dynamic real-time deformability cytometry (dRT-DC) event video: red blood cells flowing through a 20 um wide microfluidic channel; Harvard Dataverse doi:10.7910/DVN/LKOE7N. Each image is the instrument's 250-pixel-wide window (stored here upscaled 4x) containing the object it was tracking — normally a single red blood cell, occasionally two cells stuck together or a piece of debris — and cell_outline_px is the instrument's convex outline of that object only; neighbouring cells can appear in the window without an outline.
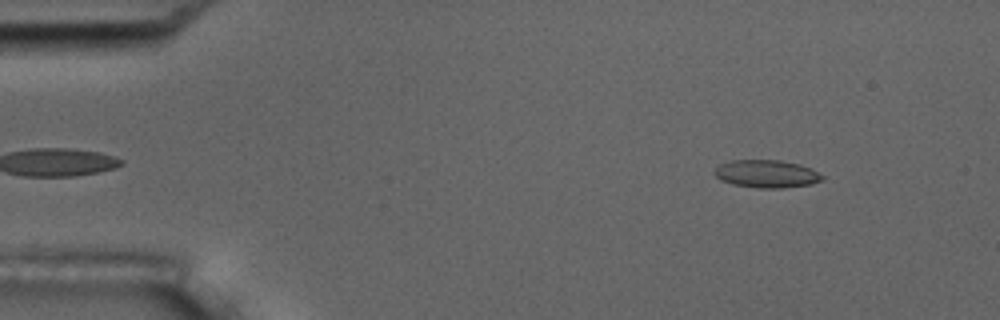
{"species": "common noctule bat (a hibernating species)", "species_latin": "Nyctalus noctula", "temperature_condition": "room temperature", "stored_images_in_passage": 5, "camera_frame_rate_fps": 3000, "um_per_image_px": 0.085, "animal": {"sex": "male", "body_mass_g": 17.5, "forearm_length_mm": 52.3}, "frame": {"image": 1, "passage_image": 5, "time_ms": 5.333, "image_size_px": [1000, 320], "cell_outline_px": [[824, 180], [812, 184], [780, 188], [760, 188], [732, 184], [720, 180], [712, 172], [720, 164], [732, 160], [780, 160], [800, 164], [812, 168], [824, 176]], "centroid_in_image_um": [65.18, 14.77], "position_along_channel_um": 19.8, "area_um2": 17.57}}